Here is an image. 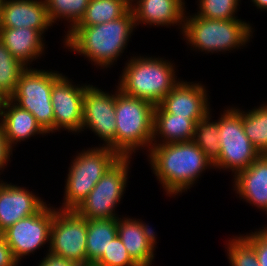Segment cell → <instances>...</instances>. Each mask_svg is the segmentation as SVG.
Wrapping results in <instances>:
<instances>
[{
  "label": "cell",
  "instance_id": "6da1fadb",
  "mask_svg": "<svg viewBox=\"0 0 267 266\" xmlns=\"http://www.w3.org/2000/svg\"><path fill=\"white\" fill-rule=\"evenodd\" d=\"M147 151L151 168L168 196L187 191L207 168H214L193 140L152 144Z\"/></svg>",
  "mask_w": 267,
  "mask_h": 266
},
{
  "label": "cell",
  "instance_id": "7a4b0ae2",
  "mask_svg": "<svg viewBox=\"0 0 267 266\" xmlns=\"http://www.w3.org/2000/svg\"><path fill=\"white\" fill-rule=\"evenodd\" d=\"M136 27L132 10L117 20L93 26H74L65 35V46L94 65L111 67L124 52Z\"/></svg>",
  "mask_w": 267,
  "mask_h": 266
},
{
  "label": "cell",
  "instance_id": "3957f363",
  "mask_svg": "<svg viewBox=\"0 0 267 266\" xmlns=\"http://www.w3.org/2000/svg\"><path fill=\"white\" fill-rule=\"evenodd\" d=\"M115 93V151L121 157H131L142 147L149 150L153 140L155 106L139 98L123 93L117 87Z\"/></svg>",
  "mask_w": 267,
  "mask_h": 266
},
{
  "label": "cell",
  "instance_id": "277c9868",
  "mask_svg": "<svg viewBox=\"0 0 267 266\" xmlns=\"http://www.w3.org/2000/svg\"><path fill=\"white\" fill-rule=\"evenodd\" d=\"M164 58L131 57L123 69L118 88L123 93L157 106L180 82L174 65ZM179 80V81H178Z\"/></svg>",
  "mask_w": 267,
  "mask_h": 266
},
{
  "label": "cell",
  "instance_id": "5b68a950",
  "mask_svg": "<svg viewBox=\"0 0 267 266\" xmlns=\"http://www.w3.org/2000/svg\"><path fill=\"white\" fill-rule=\"evenodd\" d=\"M251 27L249 23L240 19H206L194 14L184 16L182 34L193 49L216 53L244 47L253 36Z\"/></svg>",
  "mask_w": 267,
  "mask_h": 266
},
{
  "label": "cell",
  "instance_id": "8992f818",
  "mask_svg": "<svg viewBox=\"0 0 267 266\" xmlns=\"http://www.w3.org/2000/svg\"><path fill=\"white\" fill-rule=\"evenodd\" d=\"M77 155L69 167L64 188L65 198L60 210H74L87 198L108 169L121 158L116 151L103 145L83 150Z\"/></svg>",
  "mask_w": 267,
  "mask_h": 266
},
{
  "label": "cell",
  "instance_id": "52a82bcc",
  "mask_svg": "<svg viewBox=\"0 0 267 266\" xmlns=\"http://www.w3.org/2000/svg\"><path fill=\"white\" fill-rule=\"evenodd\" d=\"M62 75L57 71L27 67L19 76L17 88L9 98L19 108L29 111L49 134L54 132L52 86Z\"/></svg>",
  "mask_w": 267,
  "mask_h": 266
},
{
  "label": "cell",
  "instance_id": "ba28073f",
  "mask_svg": "<svg viewBox=\"0 0 267 266\" xmlns=\"http://www.w3.org/2000/svg\"><path fill=\"white\" fill-rule=\"evenodd\" d=\"M223 111L219 119L220 155L213 162L219 169H230L233 176L248 168L260 153L243 130L242 112L236 107Z\"/></svg>",
  "mask_w": 267,
  "mask_h": 266
},
{
  "label": "cell",
  "instance_id": "9c48e42d",
  "mask_svg": "<svg viewBox=\"0 0 267 266\" xmlns=\"http://www.w3.org/2000/svg\"><path fill=\"white\" fill-rule=\"evenodd\" d=\"M121 157L101 177L87 198L79 204L74 211L86 219H113L117 204L127 187L130 159Z\"/></svg>",
  "mask_w": 267,
  "mask_h": 266
},
{
  "label": "cell",
  "instance_id": "30bf717a",
  "mask_svg": "<svg viewBox=\"0 0 267 266\" xmlns=\"http://www.w3.org/2000/svg\"><path fill=\"white\" fill-rule=\"evenodd\" d=\"M87 219L74 210H57L50 230L48 252L78 263L86 264Z\"/></svg>",
  "mask_w": 267,
  "mask_h": 266
},
{
  "label": "cell",
  "instance_id": "8fae6325",
  "mask_svg": "<svg viewBox=\"0 0 267 266\" xmlns=\"http://www.w3.org/2000/svg\"><path fill=\"white\" fill-rule=\"evenodd\" d=\"M53 208L45 204L37 213L20 219L1 233L18 262L45 243H50Z\"/></svg>",
  "mask_w": 267,
  "mask_h": 266
},
{
  "label": "cell",
  "instance_id": "7c38bea8",
  "mask_svg": "<svg viewBox=\"0 0 267 266\" xmlns=\"http://www.w3.org/2000/svg\"><path fill=\"white\" fill-rule=\"evenodd\" d=\"M82 128L94 132L104 141L105 147L115 151V94L105 93L100 88L89 85L83 98Z\"/></svg>",
  "mask_w": 267,
  "mask_h": 266
},
{
  "label": "cell",
  "instance_id": "4fadbf2b",
  "mask_svg": "<svg viewBox=\"0 0 267 266\" xmlns=\"http://www.w3.org/2000/svg\"><path fill=\"white\" fill-rule=\"evenodd\" d=\"M84 85H73L68 77L63 75L53 84L51 102L54 113V132L60 129H67L72 133L81 132L83 98L89 84Z\"/></svg>",
  "mask_w": 267,
  "mask_h": 266
},
{
  "label": "cell",
  "instance_id": "5bb4252c",
  "mask_svg": "<svg viewBox=\"0 0 267 266\" xmlns=\"http://www.w3.org/2000/svg\"><path fill=\"white\" fill-rule=\"evenodd\" d=\"M208 93L201 83L181 81L159 104L167 113L188 117L195 123L210 114Z\"/></svg>",
  "mask_w": 267,
  "mask_h": 266
},
{
  "label": "cell",
  "instance_id": "9a60e30c",
  "mask_svg": "<svg viewBox=\"0 0 267 266\" xmlns=\"http://www.w3.org/2000/svg\"><path fill=\"white\" fill-rule=\"evenodd\" d=\"M117 235L139 266H150L157 243L155 232L140 219L117 218Z\"/></svg>",
  "mask_w": 267,
  "mask_h": 266
},
{
  "label": "cell",
  "instance_id": "2e32d148",
  "mask_svg": "<svg viewBox=\"0 0 267 266\" xmlns=\"http://www.w3.org/2000/svg\"><path fill=\"white\" fill-rule=\"evenodd\" d=\"M45 204L32 191L3 182L0 185V234L20 219L37 213Z\"/></svg>",
  "mask_w": 267,
  "mask_h": 266
},
{
  "label": "cell",
  "instance_id": "e0dca14e",
  "mask_svg": "<svg viewBox=\"0 0 267 266\" xmlns=\"http://www.w3.org/2000/svg\"><path fill=\"white\" fill-rule=\"evenodd\" d=\"M130 9L133 12L135 25L149 24L159 26L180 25L184 29L186 10L184 0H133Z\"/></svg>",
  "mask_w": 267,
  "mask_h": 266
},
{
  "label": "cell",
  "instance_id": "ac0fdd59",
  "mask_svg": "<svg viewBox=\"0 0 267 266\" xmlns=\"http://www.w3.org/2000/svg\"><path fill=\"white\" fill-rule=\"evenodd\" d=\"M51 25L44 0H3L1 28H31L43 35Z\"/></svg>",
  "mask_w": 267,
  "mask_h": 266
},
{
  "label": "cell",
  "instance_id": "d6986e66",
  "mask_svg": "<svg viewBox=\"0 0 267 266\" xmlns=\"http://www.w3.org/2000/svg\"><path fill=\"white\" fill-rule=\"evenodd\" d=\"M233 177L234 191L239 198L267 214V154L260 155L248 168Z\"/></svg>",
  "mask_w": 267,
  "mask_h": 266
},
{
  "label": "cell",
  "instance_id": "ffe728a7",
  "mask_svg": "<svg viewBox=\"0 0 267 266\" xmlns=\"http://www.w3.org/2000/svg\"><path fill=\"white\" fill-rule=\"evenodd\" d=\"M42 37L38 30L24 27L1 28L0 32V40L4 46L26 67L45 52Z\"/></svg>",
  "mask_w": 267,
  "mask_h": 266
},
{
  "label": "cell",
  "instance_id": "44dd1931",
  "mask_svg": "<svg viewBox=\"0 0 267 266\" xmlns=\"http://www.w3.org/2000/svg\"><path fill=\"white\" fill-rule=\"evenodd\" d=\"M195 122L188 117L167 113L160 105L154 108L152 144L180 143L194 139ZM158 136L160 141L156 140ZM158 141V142H157Z\"/></svg>",
  "mask_w": 267,
  "mask_h": 266
},
{
  "label": "cell",
  "instance_id": "7402d4cb",
  "mask_svg": "<svg viewBox=\"0 0 267 266\" xmlns=\"http://www.w3.org/2000/svg\"><path fill=\"white\" fill-rule=\"evenodd\" d=\"M0 121L12 148L36 134H47L29 111L19 108L10 99L4 102Z\"/></svg>",
  "mask_w": 267,
  "mask_h": 266
},
{
  "label": "cell",
  "instance_id": "603a6c76",
  "mask_svg": "<svg viewBox=\"0 0 267 266\" xmlns=\"http://www.w3.org/2000/svg\"><path fill=\"white\" fill-rule=\"evenodd\" d=\"M117 236V218L87 219L86 264L95 263Z\"/></svg>",
  "mask_w": 267,
  "mask_h": 266
},
{
  "label": "cell",
  "instance_id": "cb8c5ba5",
  "mask_svg": "<svg viewBox=\"0 0 267 266\" xmlns=\"http://www.w3.org/2000/svg\"><path fill=\"white\" fill-rule=\"evenodd\" d=\"M130 0H89L84 16L75 26H93L114 21L124 16Z\"/></svg>",
  "mask_w": 267,
  "mask_h": 266
},
{
  "label": "cell",
  "instance_id": "d4e9b609",
  "mask_svg": "<svg viewBox=\"0 0 267 266\" xmlns=\"http://www.w3.org/2000/svg\"><path fill=\"white\" fill-rule=\"evenodd\" d=\"M242 112L243 130L260 155L267 154V105Z\"/></svg>",
  "mask_w": 267,
  "mask_h": 266
},
{
  "label": "cell",
  "instance_id": "484cf974",
  "mask_svg": "<svg viewBox=\"0 0 267 266\" xmlns=\"http://www.w3.org/2000/svg\"><path fill=\"white\" fill-rule=\"evenodd\" d=\"M26 68L0 40V93L4 97L9 99L14 94L19 76Z\"/></svg>",
  "mask_w": 267,
  "mask_h": 266
},
{
  "label": "cell",
  "instance_id": "4316f807",
  "mask_svg": "<svg viewBox=\"0 0 267 266\" xmlns=\"http://www.w3.org/2000/svg\"><path fill=\"white\" fill-rule=\"evenodd\" d=\"M211 115L195 123L193 141L214 162L220 155L219 119L210 122Z\"/></svg>",
  "mask_w": 267,
  "mask_h": 266
},
{
  "label": "cell",
  "instance_id": "83f0119b",
  "mask_svg": "<svg viewBox=\"0 0 267 266\" xmlns=\"http://www.w3.org/2000/svg\"><path fill=\"white\" fill-rule=\"evenodd\" d=\"M50 23L67 20L71 30L84 16L89 0H44Z\"/></svg>",
  "mask_w": 267,
  "mask_h": 266
},
{
  "label": "cell",
  "instance_id": "f1b7e54d",
  "mask_svg": "<svg viewBox=\"0 0 267 266\" xmlns=\"http://www.w3.org/2000/svg\"><path fill=\"white\" fill-rule=\"evenodd\" d=\"M240 0H199L197 16L206 19L232 20Z\"/></svg>",
  "mask_w": 267,
  "mask_h": 266
},
{
  "label": "cell",
  "instance_id": "f546056e",
  "mask_svg": "<svg viewBox=\"0 0 267 266\" xmlns=\"http://www.w3.org/2000/svg\"><path fill=\"white\" fill-rule=\"evenodd\" d=\"M227 246L231 266H260L254 247L242 235L229 240Z\"/></svg>",
  "mask_w": 267,
  "mask_h": 266
},
{
  "label": "cell",
  "instance_id": "4dcf8cb0",
  "mask_svg": "<svg viewBox=\"0 0 267 266\" xmlns=\"http://www.w3.org/2000/svg\"><path fill=\"white\" fill-rule=\"evenodd\" d=\"M95 263L100 266H139L130 257L118 235L113 238L107 251H104V254Z\"/></svg>",
  "mask_w": 267,
  "mask_h": 266
},
{
  "label": "cell",
  "instance_id": "1f68e13d",
  "mask_svg": "<svg viewBox=\"0 0 267 266\" xmlns=\"http://www.w3.org/2000/svg\"><path fill=\"white\" fill-rule=\"evenodd\" d=\"M244 235L243 237L254 247L260 266H267V227Z\"/></svg>",
  "mask_w": 267,
  "mask_h": 266
},
{
  "label": "cell",
  "instance_id": "d6a6232c",
  "mask_svg": "<svg viewBox=\"0 0 267 266\" xmlns=\"http://www.w3.org/2000/svg\"><path fill=\"white\" fill-rule=\"evenodd\" d=\"M13 148L9 144V141L5 135L2 124L0 123V171L8 164L10 161V156L12 155Z\"/></svg>",
  "mask_w": 267,
  "mask_h": 266
},
{
  "label": "cell",
  "instance_id": "836d02e7",
  "mask_svg": "<svg viewBox=\"0 0 267 266\" xmlns=\"http://www.w3.org/2000/svg\"><path fill=\"white\" fill-rule=\"evenodd\" d=\"M18 263L4 236L0 234V266H17Z\"/></svg>",
  "mask_w": 267,
  "mask_h": 266
},
{
  "label": "cell",
  "instance_id": "e575fe53",
  "mask_svg": "<svg viewBox=\"0 0 267 266\" xmlns=\"http://www.w3.org/2000/svg\"><path fill=\"white\" fill-rule=\"evenodd\" d=\"M46 254V257H44L43 260L40 261L38 266H81L74 261L55 256L49 252Z\"/></svg>",
  "mask_w": 267,
  "mask_h": 266
},
{
  "label": "cell",
  "instance_id": "d590c367",
  "mask_svg": "<svg viewBox=\"0 0 267 266\" xmlns=\"http://www.w3.org/2000/svg\"><path fill=\"white\" fill-rule=\"evenodd\" d=\"M253 4L261 10H267V0H251Z\"/></svg>",
  "mask_w": 267,
  "mask_h": 266
},
{
  "label": "cell",
  "instance_id": "8d00e7d4",
  "mask_svg": "<svg viewBox=\"0 0 267 266\" xmlns=\"http://www.w3.org/2000/svg\"><path fill=\"white\" fill-rule=\"evenodd\" d=\"M7 98L0 93V117H2L3 105ZM1 122V121H0Z\"/></svg>",
  "mask_w": 267,
  "mask_h": 266
},
{
  "label": "cell",
  "instance_id": "74e56055",
  "mask_svg": "<svg viewBox=\"0 0 267 266\" xmlns=\"http://www.w3.org/2000/svg\"><path fill=\"white\" fill-rule=\"evenodd\" d=\"M2 8H3V0H0V32H1Z\"/></svg>",
  "mask_w": 267,
  "mask_h": 266
},
{
  "label": "cell",
  "instance_id": "f35d334b",
  "mask_svg": "<svg viewBox=\"0 0 267 266\" xmlns=\"http://www.w3.org/2000/svg\"><path fill=\"white\" fill-rule=\"evenodd\" d=\"M81 266H100L96 263H87V264H84V265H81Z\"/></svg>",
  "mask_w": 267,
  "mask_h": 266
}]
</instances>
